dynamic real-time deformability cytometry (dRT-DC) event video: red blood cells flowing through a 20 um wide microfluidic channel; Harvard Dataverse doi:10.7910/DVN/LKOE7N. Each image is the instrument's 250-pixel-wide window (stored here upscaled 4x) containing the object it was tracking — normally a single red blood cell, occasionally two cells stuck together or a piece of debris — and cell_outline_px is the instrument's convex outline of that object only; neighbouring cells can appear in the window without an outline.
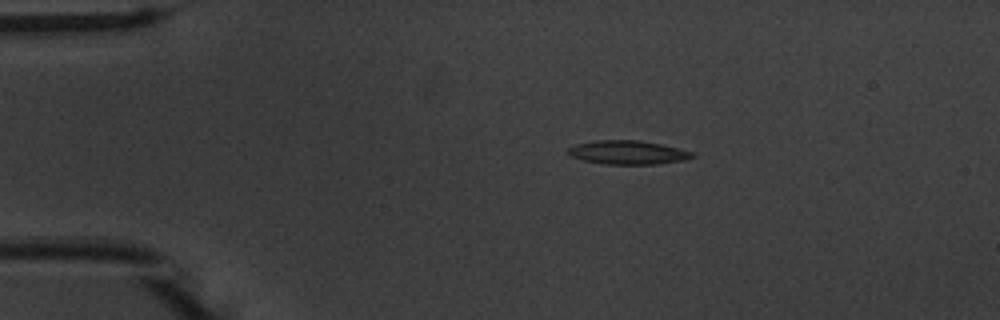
{"species": "common noctule bat (a hibernating species)", "species_latin": "Nyctalus noctula", "temperature_condition": "warm", "stored_images_in_passage": 45, "camera_frame_rate_fps": 3000, "um_per_image_px": 0.085, "animal": {"sex": "male", "body_mass_g": 20.1, "forearm_length_mm": 53.5}, "frame": {"image": 1, "passage_image": 1, "time_ms": 0.0, "image_size_px": [1000, 320], "cell_outline_px": [[696, 156], [684, 160], [656, 164], [604, 164], [584, 160], [568, 156], [564, 152], [564, 148], [576, 144], [596, 140], [640, 140], [660, 144], [692, 152]], "centroid_in_image_um": [53.26, 12.95], "position_along_channel_um": 31.7, "area_um2": 17.34}}
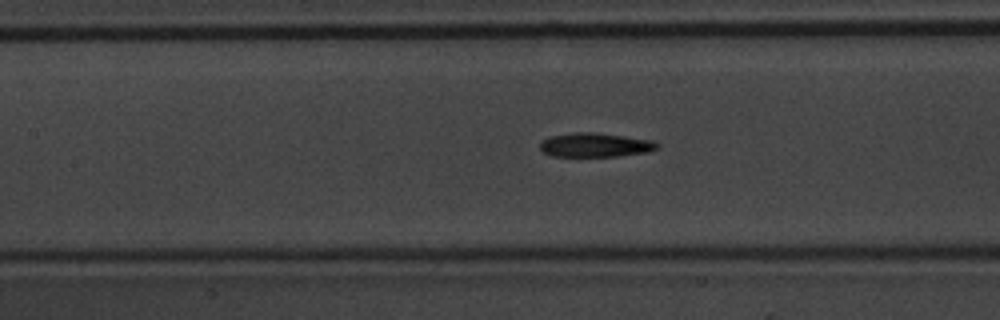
{"frame": {"image": 2, "passage_image": 15, "time_ms": 4.667, "image_size_px": [1000, 320], "cell_outline_px": [[660, 148], [648, 152], [620, 156], [552, 156], [544, 152], [540, 148], [540, 140], [548, 136], [572, 132], [596, 132], [652, 140], [660, 144]], "centroid_in_image_um": [50.6, 12.31], "position_along_channel_um": 156.8, "area_um2": 16.7}}
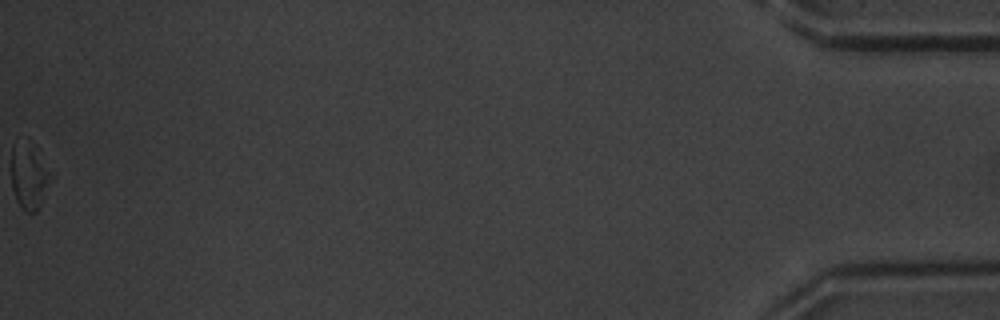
{"frame": {"image": 3, "passage_image": 45, "time_ms": 14.667, "image_size_px": [1000, 320], "cell_outline_px": [[44, 180], [40, 204], [36, 212], [24, 212], [20, 208], [16, 200], [12, 188], [12, 144], [32, 156], [44, 172]], "centroid_in_image_um": [2.26, 15.34], "position_along_channel_um": 432.9, "area_um2": 11.62}, "authors_computed_cell_mechanics": {"area_um2": 16.9354, "velocity_mm_per_s": 3.7357, "shape_relaxation_time_tau1_ms": 4.9823, "shape_relaxation_time_tau2_ms": 5.6996, "deformation_change_tau1": 0.1665, "deformation_change_tau2": 0.1874}}